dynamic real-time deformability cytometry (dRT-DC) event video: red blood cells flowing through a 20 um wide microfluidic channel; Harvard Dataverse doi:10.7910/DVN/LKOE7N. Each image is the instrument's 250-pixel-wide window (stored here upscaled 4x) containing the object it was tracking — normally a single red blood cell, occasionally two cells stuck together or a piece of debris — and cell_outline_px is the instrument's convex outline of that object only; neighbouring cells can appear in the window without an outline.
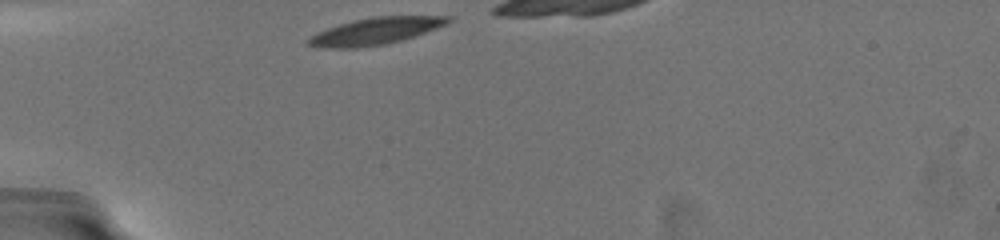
{"species": "common noctule bat (a hibernating species)", "species_latin": "Nyctalus noctula", "temperature_condition": "warm", "stored_images_in_passage": 7, "camera_frame_rate_fps": 3000, "um_per_image_px": 0.085, "animal": {"sex": "female", "body_mass_g": 19.5, "forearm_length_mm": 54.1}, "frame": {"image": 1, "passage_image": 1, "time_ms": 0.0, "image_size_px": [1000, 240], "cell_outline_px": [[452, 20], [444, 24], [424, 32], [400, 40], [384, 44], [352, 48], [316, 48], [308, 44], [304, 40], [308, 36], [316, 32], [352, 20], [372, 16], [452, 16]], "centroid_in_image_um": [31.79, 2.64], "position_along_channel_um": 53.2, "area_um2": 21.73}}
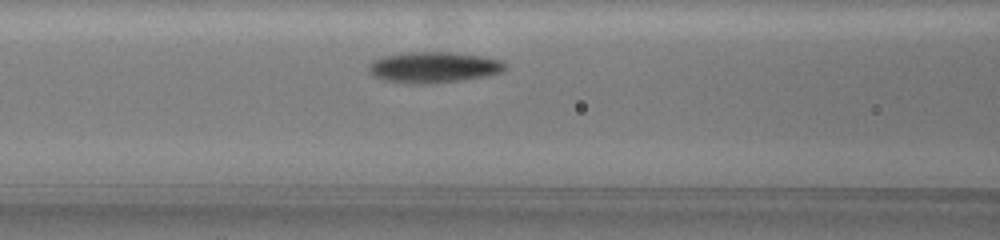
{"frame": {"image": 2, "passage_image": 6, "time_ms": 2.667, "image_size_px": [1000, 240], "cell_outline_px": [[508, 64], [500, 72], [488, 76], [428, 84], [416, 84], [384, 80], [372, 76], [368, 68], [376, 60], [384, 56], [408, 52], [448, 52], [480, 56], [500, 60]], "centroid_in_image_um": [36.87, 5.72], "position_along_channel_um": 129.7, "area_um2": 24.22}}